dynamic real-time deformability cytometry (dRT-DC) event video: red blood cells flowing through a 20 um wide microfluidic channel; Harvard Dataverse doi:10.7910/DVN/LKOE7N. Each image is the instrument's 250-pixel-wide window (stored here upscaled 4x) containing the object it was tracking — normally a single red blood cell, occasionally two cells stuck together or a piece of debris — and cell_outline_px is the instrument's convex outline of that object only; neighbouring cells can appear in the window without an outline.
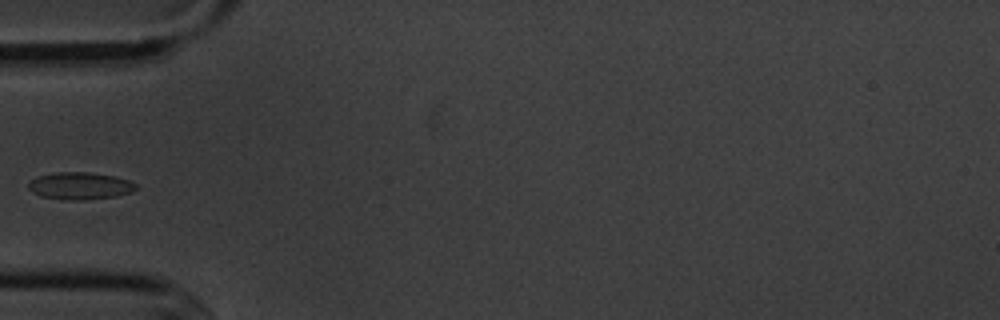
{"species": "common noctule bat (a hibernating species)", "species_latin": "Nyctalus noctula", "temperature_condition": "cold", "stored_images_in_passage": 5, "camera_frame_rate_fps": 3000, "um_per_image_px": 0.085, "animal": {"sex": "male", "body_mass_g": 20.1, "forearm_length_mm": 53.5}, "frame": {"image": 1, "passage_image": 5, "time_ms": 5.333, "image_size_px": [1000, 320], "cell_outline_px": [[136, 188], [132, 192], [116, 196], [80, 200], [64, 200], [40, 196], [32, 192], [28, 188], [28, 184], [36, 176], [56, 172], [88, 172], [112, 176], [128, 180], [136, 184]], "centroid_in_image_um": [6.76, 15.8], "position_along_channel_um": 78.2, "area_um2": 16.99}}